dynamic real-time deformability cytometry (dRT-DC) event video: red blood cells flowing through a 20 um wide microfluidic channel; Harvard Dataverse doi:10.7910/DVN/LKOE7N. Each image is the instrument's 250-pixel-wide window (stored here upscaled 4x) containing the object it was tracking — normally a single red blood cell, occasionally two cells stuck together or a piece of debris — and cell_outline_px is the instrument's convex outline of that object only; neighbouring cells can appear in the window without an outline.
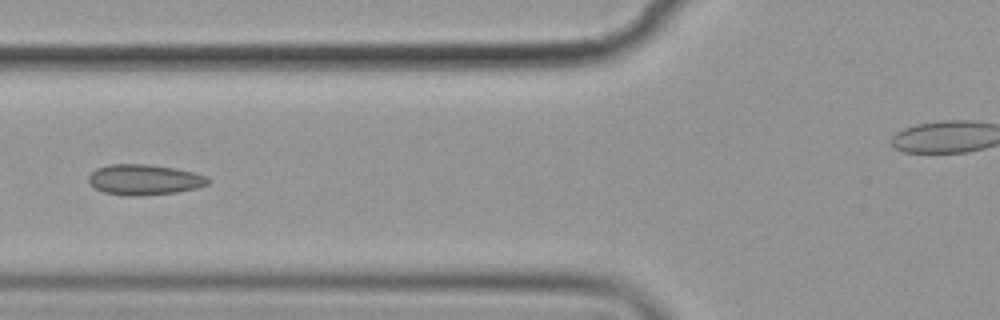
{"species": "common noctule bat (a hibernating species)", "species_latin": "Nyctalus noctula", "temperature_condition": "cold", "stored_images_in_passage": 7, "camera_frame_rate_fps": 3000, "um_per_image_px": 0.085, "animal": {"sex": "female", "body_mass_g": 19.9}, "frame": {"image": 1, "passage_image": 5, "time_ms": 5.0, "image_size_px": [1000, 320], "cell_outline_px": [[212, 180], [208, 184], [196, 188], [176, 192], [140, 196], [132, 196], [104, 192], [96, 188], [88, 180], [88, 176], [96, 168], [108, 164], [148, 164], [172, 168], [192, 172], [208, 176]], "centroid_in_image_um": [12.28, 15.27], "position_along_channel_um": 113.5, "area_um2": 21.15}}
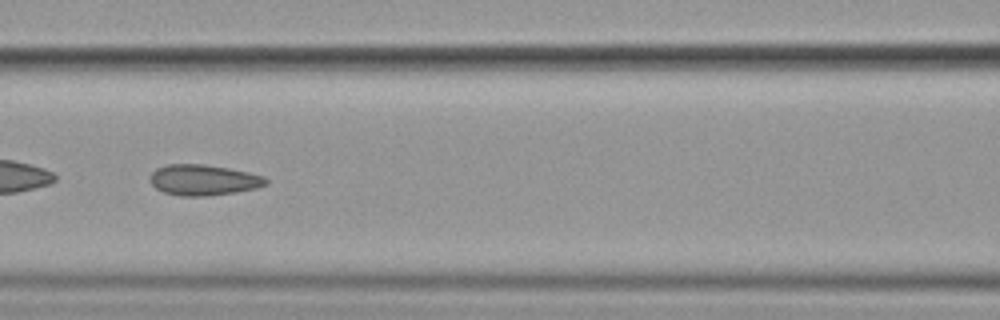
{"frame": {"image": 2, "passage_image": 6, "time_ms": 6.0, "image_size_px": [1000, 320], "cell_outline_px": [[268, 184], [256, 188], [236, 192], [208, 196], [180, 196], [164, 192], [156, 188], [148, 180], [152, 172], [156, 168], [168, 164], [204, 164], [228, 168], [248, 172], [264, 176], [268, 180]], "centroid_in_image_um": [17.29, 15.3], "position_along_channel_um": 149.3, "area_um2": 20.87}}
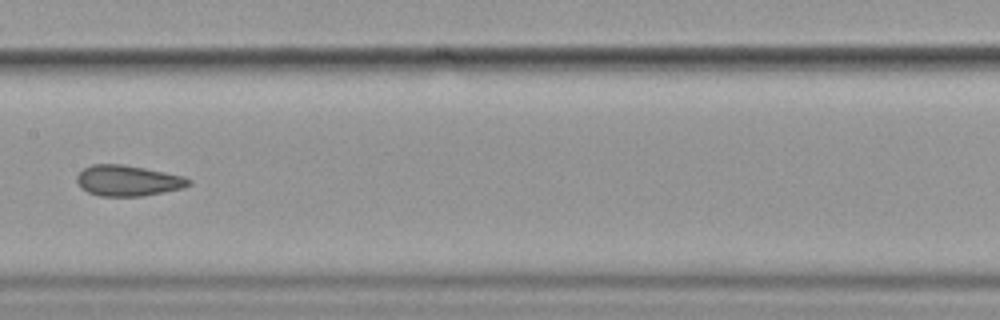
{"frame": {"image": 3, "passage_image": 7, "time_ms": 7.333, "image_size_px": [1000, 320], "cell_outline_px": [[192, 184], [184, 188], [144, 196], [100, 196], [88, 192], [80, 188], [76, 180], [76, 176], [84, 168], [92, 164], [120, 164], [144, 168], [184, 176], [192, 180]], "centroid_in_image_um": [10.88, 15.36], "position_along_channel_um": 196.5, "area_um2": 20.17}}